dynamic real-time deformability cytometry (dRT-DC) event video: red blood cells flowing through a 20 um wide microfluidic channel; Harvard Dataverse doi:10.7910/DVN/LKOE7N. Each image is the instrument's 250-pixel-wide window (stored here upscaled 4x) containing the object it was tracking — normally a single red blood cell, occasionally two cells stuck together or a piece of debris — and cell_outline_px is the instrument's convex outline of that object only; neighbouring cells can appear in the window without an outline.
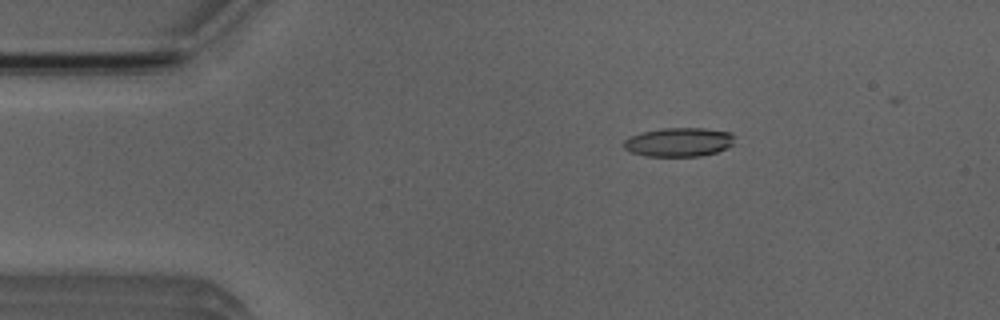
{"species": "Egyptian fruit bat (a non-hibernating species)", "species_latin": "Rousettus aegyptiacus", "temperature_condition": "room temperature", "stored_images_in_passage": 31, "camera_frame_rate_fps": 3000, "um_per_image_px": 0.085, "animal": {"sex": "male"}, "frame": {"image": 1, "passage_image": 2, "time_ms": 0.333, "image_size_px": [1000, 320], "cell_outline_px": [[736, 136], [732, 144], [728, 148], [716, 152], [700, 156], [648, 156], [632, 152], [624, 148], [624, 140], [628, 136], [640, 132], [660, 128], [704, 128], [732, 132]], "centroid_in_image_um": [57.72, 12.06], "position_along_channel_um": 27.3, "area_um2": 18.9}}
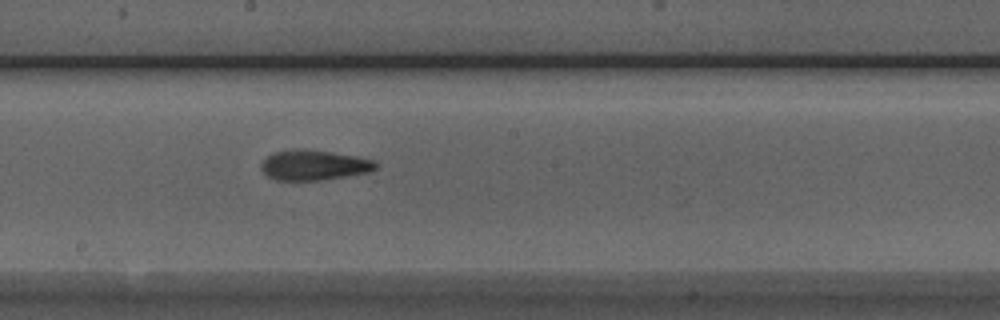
{"frame": {"image": 2, "passage_image": 21, "time_ms": 6.667, "image_size_px": [1000, 320], "cell_outline_px": [[376, 168], [368, 172], [320, 180], [276, 180], [268, 176], [260, 168], [260, 164], [272, 152], [296, 148], [300, 148], [356, 156], [372, 160], [376, 164]], "centroid_in_image_um": [26.62, 14.03], "position_along_channel_um": 221.6, "area_um2": 19.88}}
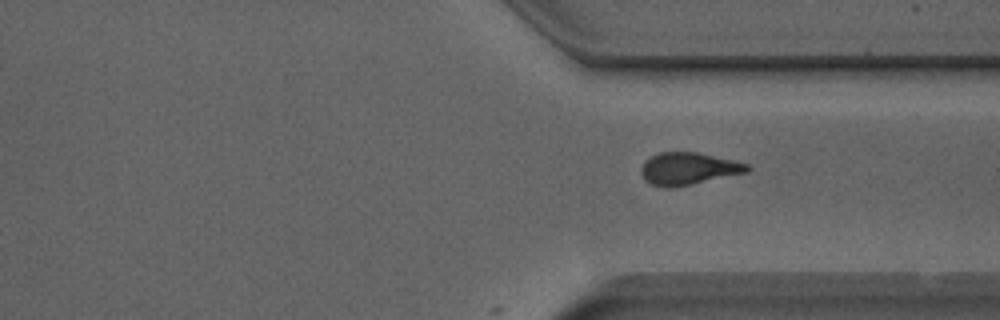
{"frame": {"image": 3, "passage_image": 31, "time_ms": 10.0, "image_size_px": [1000, 320], "cell_outline_px": [[752, 168], [748, 172], [692, 184], [668, 188], [664, 188], [652, 184], [644, 180], [640, 172], [640, 168], [644, 160], [660, 152], [696, 152], [732, 160], [748, 164]], "centroid_in_image_um": [58.48, 14.34], "position_along_channel_um": 352.9, "area_um2": 19.94}}